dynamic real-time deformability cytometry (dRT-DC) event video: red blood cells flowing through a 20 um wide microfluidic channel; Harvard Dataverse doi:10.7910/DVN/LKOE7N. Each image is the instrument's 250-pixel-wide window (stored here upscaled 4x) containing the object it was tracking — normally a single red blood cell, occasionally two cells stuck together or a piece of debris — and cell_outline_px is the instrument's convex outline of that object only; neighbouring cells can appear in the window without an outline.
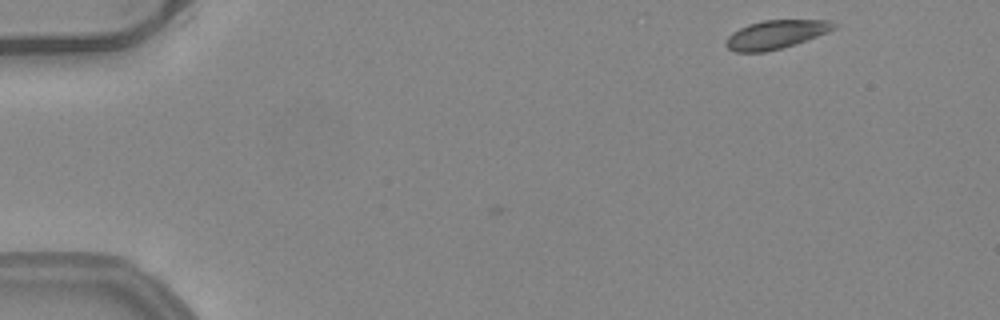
{"species": "common noctule bat (a hibernating species)", "species_latin": "Nyctalus noctula", "temperature_condition": "warm", "stored_images_in_passage": 5, "camera_frame_rate_fps": 3000, "um_per_image_px": 0.085, "animal": {"sex": "female", "body_mass_g": 24.6, "forearm_length_mm": 56.2}, "frame": {"image": 1, "passage_image": 1, "time_ms": 0.0, "image_size_px": [1000, 320], "cell_outline_px": [[836, 28], [828, 32], [796, 44], [764, 52], [736, 52], [728, 48], [724, 44], [728, 36], [732, 32], [748, 24], [764, 20], [828, 20], [836, 24]], "centroid_in_image_um": [65.93, 2.93], "position_along_channel_um": 19.1, "area_um2": 17.92}}